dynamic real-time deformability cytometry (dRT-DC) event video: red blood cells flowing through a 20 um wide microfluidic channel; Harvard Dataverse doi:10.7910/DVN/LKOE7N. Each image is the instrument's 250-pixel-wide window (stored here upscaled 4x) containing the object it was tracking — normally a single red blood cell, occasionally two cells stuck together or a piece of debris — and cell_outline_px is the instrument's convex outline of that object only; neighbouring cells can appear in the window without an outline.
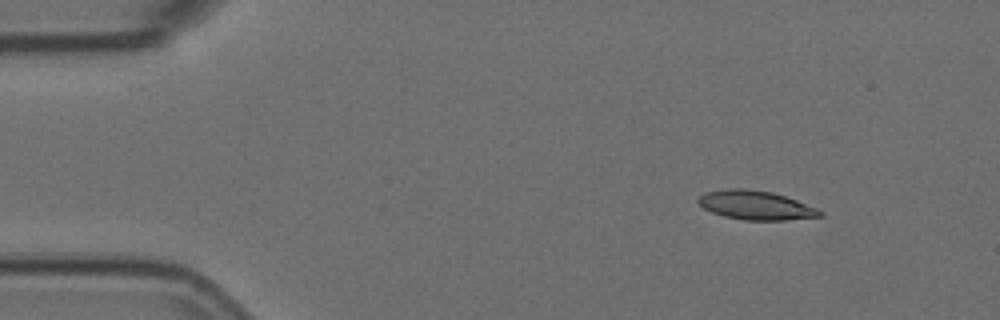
{"species": "Egyptian fruit bat (a non-hibernating species)", "species_latin": "Rousettus aegyptiacus", "temperature_condition": "room temperature", "stored_images_in_passage": 9, "camera_frame_rate_fps": 3000, "um_per_image_px": 0.085, "animal": {"sex": "female"}, "frame": {"image": 1, "passage_image": 1, "time_ms": 0.0, "image_size_px": [1000, 320], "cell_outline_px": [[824, 216], [784, 220], [744, 220], [724, 216], [712, 212], [704, 208], [696, 200], [704, 192], [728, 188], [744, 188], [772, 192], [796, 200], [816, 208], [824, 212]], "centroid_in_image_um": [64.23, 17.44], "position_along_channel_um": 20.8, "area_um2": 20.52}}
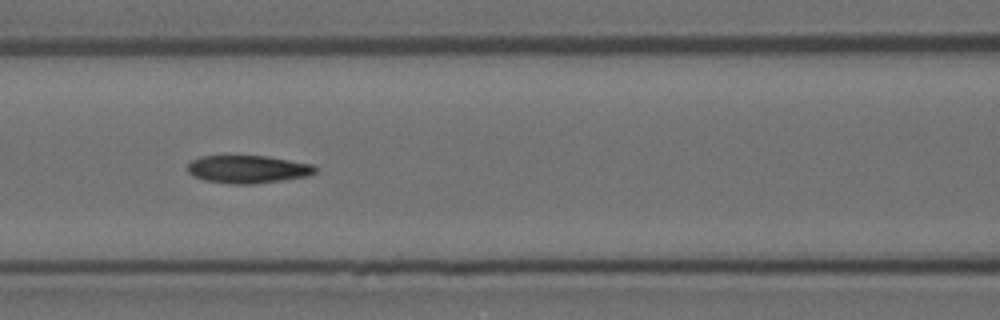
{"frame": {"image": 2, "passage_image": 6, "time_ms": 1.667, "image_size_px": [1000, 320], "cell_outline_px": [[316, 172], [312, 176], [284, 180], [252, 184], [232, 184], [204, 180], [192, 176], [188, 172], [188, 164], [192, 160], [200, 156], [268, 156], [312, 164], [316, 168]], "centroid_in_image_um": [21.09, 14.39], "position_along_channel_um": 145.5, "area_um2": 20.87}}
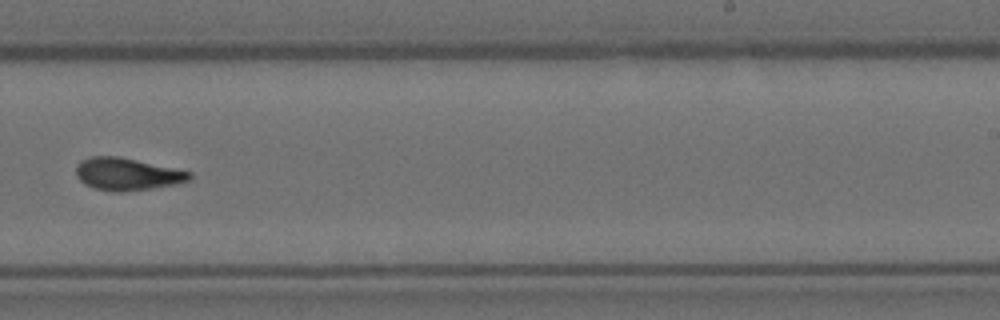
{"frame": {"image": 3, "passage_image": 9, "time_ms": 2.667, "image_size_px": [1000, 320], "cell_outline_px": [[192, 176], [188, 180], [172, 184], [124, 192], [116, 192], [92, 188], [84, 184], [76, 176], [76, 164], [80, 160], [92, 156], [120, 156], [192, 172]], "centroid_in_image_um": [10.73, 14.78], "position_along_channel_um": 278.3, "area_um2": 21.33}}